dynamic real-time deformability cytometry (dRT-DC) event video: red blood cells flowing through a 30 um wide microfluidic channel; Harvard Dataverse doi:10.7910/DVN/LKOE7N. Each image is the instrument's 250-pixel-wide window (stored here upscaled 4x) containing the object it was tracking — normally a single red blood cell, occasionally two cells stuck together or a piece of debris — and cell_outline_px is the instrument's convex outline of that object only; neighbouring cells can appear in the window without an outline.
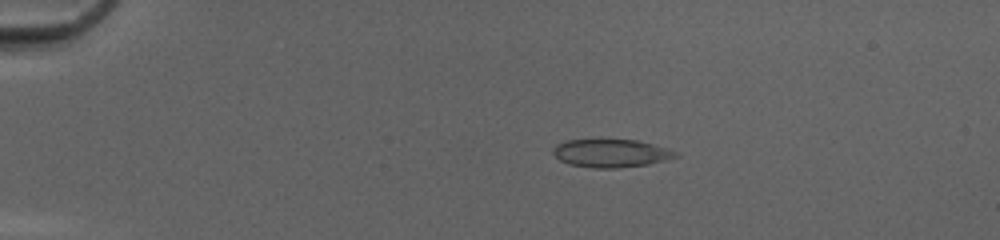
{"species": "common noctule bat (a hibernating species)", "species_latin": "Nyctalus noctula", "temperature_condition": "cold", "stored_images_in_passage": 51, "camera_frame_rate_fps": 3000, "um_per_image_px": 0.085, "animal": {"sex": "female", "body_mass_g": 20.0, "forearm_length_mm": 54.0}, "frame": {"image": 1, "passage_image": 12, "time_ms": 3.667, "image_size_px": [1000, 240], "cell_outline_px": [[680, 156], [648, 164], [620, 168], [592, 168], [568, 164], [560, 160], [552, 152], [552, 148], [556, 144], [564, 140], [636, 140], [668, 148], [676, 152]], "centroid_in_image_um": [51.91, 13.03], "position_along_channel_um": 33.1, "area_um2": 20.06}}
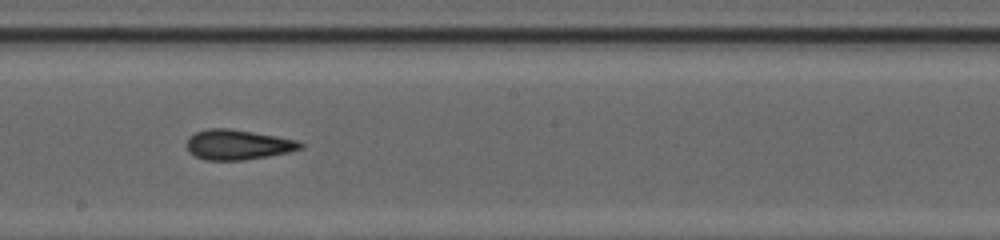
{"frame": {"image": 2, "passage_image": 31, "time_ms": 10.0, "image_size_px": [1000, 240], "cell_outline_px": [[304, 148], [288, 152], [268, 156], [244, 160], [204, 160], [188, 152], [188, 136], [196, 132], [208, 128], [228, 128], [276, 136], [296, 140], [304, 144]], "centroid_in_image_um": [20.21, 12.3], "position_along_channel_um": 228.0, "area_um2": 19.83}}
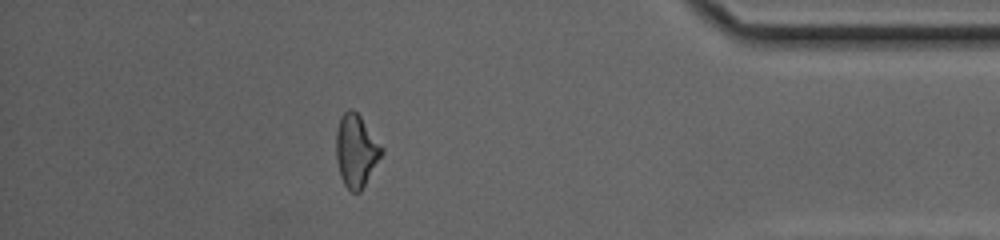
{"frame": {"image": 3, "passage_image": 46, "time_ms": 15.0, "image_size_px": [1000, 240], "cell_outline_px": [[384, 152], [360, 192], [352, 192], [344, 184], [340, 176], [336, 160], [336, 128], [340, 116], [348, 108], [352, 108], [360, 116], [384, 148]], "centroid_in_image_um": [30.26, 12.79], "position_along_channel_um": 404.9, "area_um2": 19.36}, "authors_computed_cell_mechanics": {"area_um2": 19.941, "velocity_mm_per_s": 4.2103, "shape_relaxation_time_tau1_ms": null, "shape_relaxation_time_tau2_ms": 2.541, "deformation_change_tau1": null, "deformation_change_tau2": 0.0938}}